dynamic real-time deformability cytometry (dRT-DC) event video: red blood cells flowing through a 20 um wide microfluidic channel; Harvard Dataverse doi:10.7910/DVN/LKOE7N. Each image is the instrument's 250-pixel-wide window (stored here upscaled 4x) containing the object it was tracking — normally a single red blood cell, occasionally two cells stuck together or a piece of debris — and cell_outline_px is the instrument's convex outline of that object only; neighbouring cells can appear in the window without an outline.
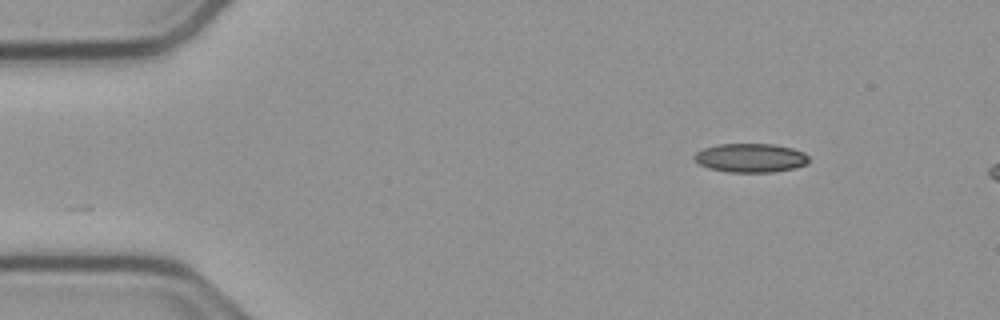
{"species": "common noctule bat (a hibernating species)", "species_latin": "Nyctalus noctula", "temperature_condition": "cold", "stored_images_in_passage": 46, "camera_frame_rate_fps": 3000, "um_per_image_px": 0.085, "animal": {"sex": "male", "body_mass_g": 23.1, "forearm_length_mm": 52.7}, "frame": {"image": 1, "passage_image": 1, "time_ms": 0.0, "image_size_px": [1000, 320], "cell_outline_px": [[808, 164], [796, 168], [772, 172], [728, 172], [708, 168], [700, 164], [692, 156], [696, 152], [704, 148], [716, 144], [772, 144], [792, 148], [804, 152], [808, 156]], "centroid_in_image_um": [63.81, 13.42], "position_along_channel_um": 21.2, "area_um2": 19.36}}
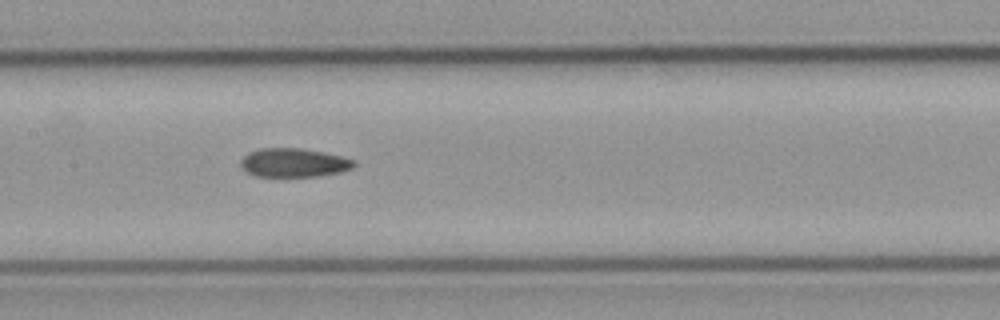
{"frame": {"image": 2, "passage_image": 20, "time_ms": 6.333, "image_size_px": [1000, 320], "cell_outline_px": [[356, 164], [352, 168], [340, 172], [320, 176], [256, 176], [248, 172], [240, 164], [240, 160], [248, 152], [260, 148], [300, 148], [324, 152], [356, 160]], "centroid_in_image_um": [24.99, 13.82], "position_along_channel_um": 182.4, "area_um2": 18.96}}
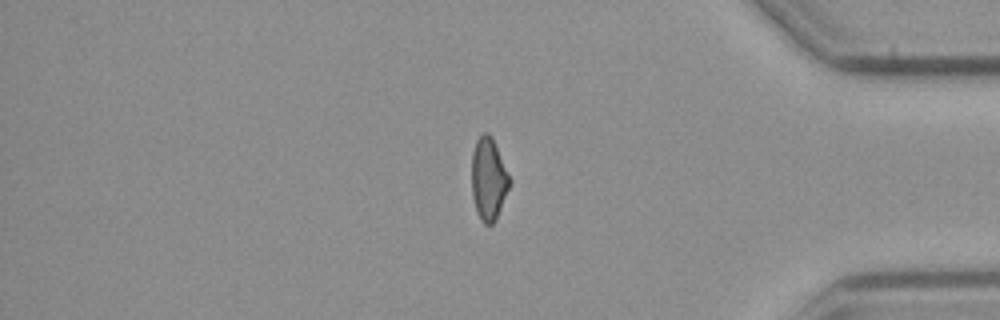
{"frame": {"image": 3, "passage_image": 39, "time_ms": 12.667, "image_size_px": [1000, 320], "cell_outline_px": [[512, 184], [496, 220], [492, 224], [484, 224], [480, 220], [476, 212], [472, 196], [472, 152], [476, 140], [484, 132], [488, 132], [492, 136], [512, 180]], "centroid_in_image_um": [41.55, 15.23], "position_along_channel_um": 393.7, "area_um2": 18.67}}